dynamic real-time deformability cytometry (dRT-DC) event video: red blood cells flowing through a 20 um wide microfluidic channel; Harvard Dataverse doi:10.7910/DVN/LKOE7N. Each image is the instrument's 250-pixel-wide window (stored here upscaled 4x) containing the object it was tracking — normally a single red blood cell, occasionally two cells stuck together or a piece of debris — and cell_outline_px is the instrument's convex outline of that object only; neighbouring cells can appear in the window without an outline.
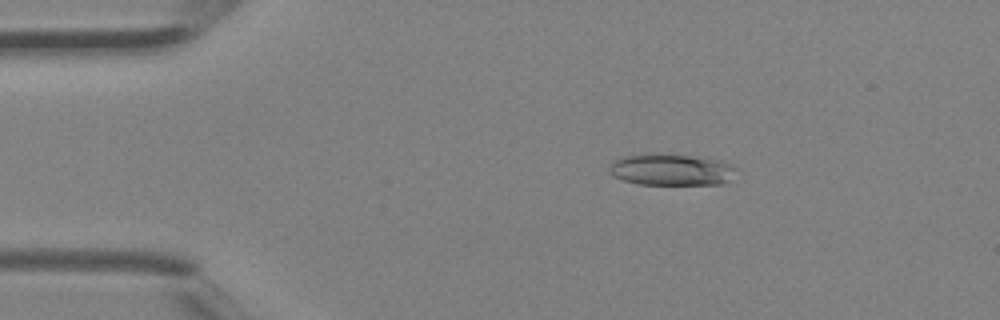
{"species": "Egyptian fruit bat (a non-hibernating species)", "species_latin": "Rousettus aegyptiacus", "temperature_condition": "room temperature", "stored_images_in_passage": 3, "camera_frame_rate_fps": 3000, "um_per_image_px": 0.085, "animal": {"sex": "female"}, "frame": {"image": 1, "passage_image": 2, "time_ms": 0.333, "image_size_px": [1000, 320], "cell_outline_px": [[740, 168], [724, 184], [640, 184], [624, 180], [612, 176], [608, 172], [608, 168], [616, 160], [624, 156], [656, 152], [660, 152], [720, 160], [732, 164]], "centroid_in_image_um": [57.08, 14.4], "position_along_channel_um": 27.9, "area_um2": 23.64}}